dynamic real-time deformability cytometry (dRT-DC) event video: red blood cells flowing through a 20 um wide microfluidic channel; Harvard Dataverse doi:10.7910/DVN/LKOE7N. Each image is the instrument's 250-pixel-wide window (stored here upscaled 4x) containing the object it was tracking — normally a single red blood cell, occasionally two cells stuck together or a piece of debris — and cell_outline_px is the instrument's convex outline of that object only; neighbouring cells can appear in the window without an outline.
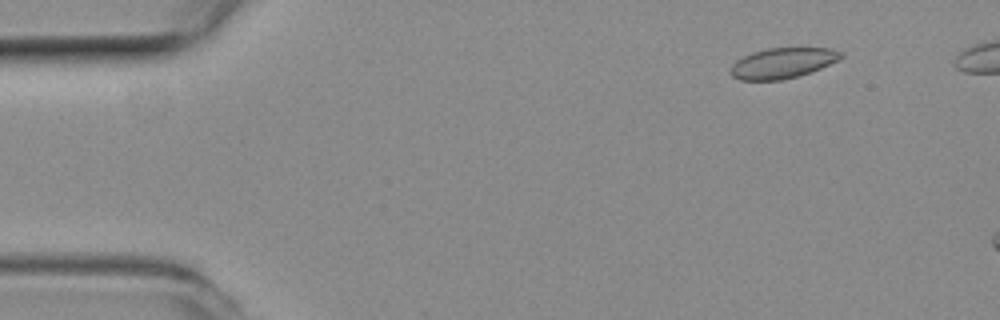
{"species": "common noctule bat (a hibernating species)", "species_latin": "Nyctalus noctula", "temperature_condition": "room temperature", "stored_images_in_passage": 12, "camera_frame_rate_fps": 3000, "um_per_image_px": 0.085, "animal": {"sex": "female", "body_mass_g": 19.3, "forearm_length_mm": 54.1}, "frame": {"image": 1, "passage_image": 6, "time_ms": 1.667, "image_size_px": [1000, 320], "cell_outline_px": [[844, 56], [840, 60], [800, 76], [780, 80], [740, 80], [732, 76], [728, 72], [732, 64], [736, 60], [752, 52], [768, 48], [832, 48], [844, 52]], "centroid_in_image_um": [66.53, 5.36], "position_along_channel_um": 18.5, "area_um2": 19.83}}